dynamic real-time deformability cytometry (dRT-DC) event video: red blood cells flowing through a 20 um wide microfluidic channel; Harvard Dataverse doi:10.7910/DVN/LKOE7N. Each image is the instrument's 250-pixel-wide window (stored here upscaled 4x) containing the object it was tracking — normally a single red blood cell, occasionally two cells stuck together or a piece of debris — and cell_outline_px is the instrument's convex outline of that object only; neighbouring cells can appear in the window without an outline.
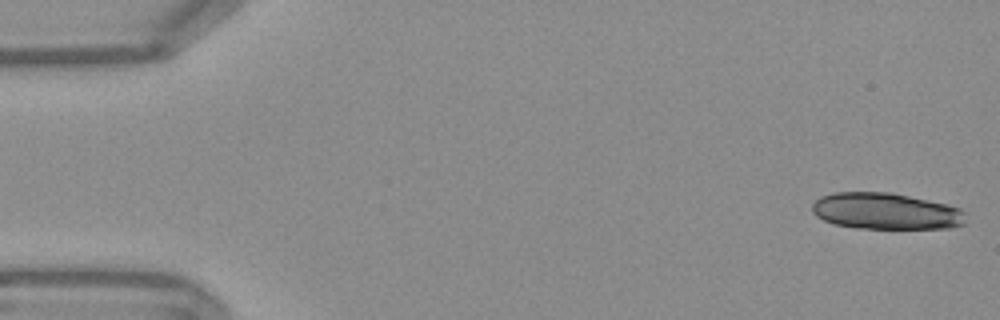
{"species": "Egyptian fruit bat (a non-hibernating species)", "species_latin": "Rousettus aegyptiacus", "temperature_condition": "warm", "stored_images_in_passage": 47, "segment_of_instrument_passage": [1, 2], "camera_frame_rate_fps": 3000, "um_per_image_px": 0.085, "frame": {"image": 1, "passage_image": 1, "time_ms": 0.0, "image_size_px": [1000, 320], "cell_outline_px": [[964, 224], [948, 228], [856, 228], [832, 224], [816, 216], [812, 212], [812, 204], [820, 196], [832, 192], [892, 192], [948, 204], [960, 208], [964, 212]], "centroid_in_image_um": [75.26, 17.94], "position_along_channel_um": 9.7, "area_um2": 32.83}}